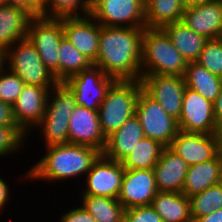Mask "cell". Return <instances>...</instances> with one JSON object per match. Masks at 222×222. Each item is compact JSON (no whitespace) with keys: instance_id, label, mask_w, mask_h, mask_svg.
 Segmentation results:
<instances>
[{"instance_id":"cell-1","label":"cell","mask_w":222,"mask_h":222,"mask_svg":"<svg viewBox=\"0 0 222 222\" xmlns=\"http://www.w3.org/2000/svg\"><path fill=\"white\" fill-rule=\"evenodd\" d=\"M144 29L100 25L99 50L94 65L115 80H141Z\"/></svg>"},{"instance_id":"cell-2","label":"cell","mask_w":222,"mask_h":222,"mask_svg":"<svg viewBox=\"0 0 222 222\" xmlns=\"http://www.w3.org/2000/svg\"><path fill=\"white\" fill-rule=\"evenodd\" d=\"M45 148V155L22 177L29 181L43 180L54 183L70 178L83 177L91 170L93 163L102 154L96 148L78 144H57Z\"/></svg>"},{"instance_id":"cell-3","label":"cell","mask_w":222,"mask_h":222,"mask_svg":"<svg viewBox=\"0 0 222 222\" xmlns=\"http://www.w3.org/2000/svg\"><path fill=\"white\" fill-rule=\"evenodd\" d=\"M187 63L161 28L144 29L141 77L144 75L183 76Z\"/></svg>"},{"instance_id":"cell-4","label":"cell","mask_w":222,"mask_h":222,"mask_svg":"<svg viewBox=\"0 0 222 222\" xmlns=\"http://www.w3.org/2000/svg\"><path fill=\"white\" fill-rule=\"evenodd\" d=\"M142 89L141 80H116L107 90L98 108L100 127L106 139L135 115Z\"/></svg>"},{"instance_id":"cell-5","label":"cell","mask_w":222,"mask_h":222,"mask_svg":"<svg viewBox=\"0 0 222 222\" xmlns=\"http://www.w3.org/2000/svg\"><path fill=\"white\" fill-rule=\"evenodd\" d=\"M76 105L74 92L64 82H58L51 88L45 114L36 126L46 147L69 143V117Z\"/></svg>"},{"instance_id":"cell-6","label":"cell","mask_w":222,"mask_h":222,"mask_svg":"<svg viewBox=\"0 0 222 222\" xmlns=\"http://www.w3.org/2000/svg\"><path fill=\"white\" fill-rule=\"evenodd\" d=\"M3 65L28 85L51 89L58 83L27 37L16 41L4 52Z\"/></svg>"},{"instance_id":"cell-7","label":"cell","mask_w":222,"mask_h":222,"mask_svg":"<svg viewBox=\"0 0 222 222\" xmlns=\"http://www.w3.org/2000/svg\"><path fill=\"white\" fill-rule=\"evenodd\" d=\"M135 115L141 123L144 136L160 142L165 147L170 146L180 131L178 120L166 113L143 89L137 99Z\"/></svg>"},{"instance_id":"cell-8","label":"cell","mask_w":222,"mask_h":222,"mask_svg":"<svg viewBox=\"0 0 222 222\" xmlns=\"http://www.w3.org/2000/svg\"><path fill=\"white\" fill-rule=\"evenodd\" d=\"M64 37L62 21L56 17H33L28 26L27 38L34 45L45 67L58 81V50Z\"/></svg>"},{"instance_id":"cell-9","label":"cell","mask_w":222,"mask_h":222,"mask_svg":"<svg viewBox=\"0 0 222 222\" xmlns=\"http://www.w3.org/2000/svg\"><path fill=\"white\" fill-rule=\"evenodd\" d=\"M90 15L107 27L145 26V0H93Z\"/></svg>"},{"instance_id":"cell-10","label":"cell","mask_w":222,"mask_h":222,"mask_svg":"<svg viewBox=\"0 0 222 222\" xmlns=\"http://www.w3.org/2000/svg\"><path fill=\"white\" fill-rule=\"evenodd\" d=\"M115 81L102 69L92 65L77 75L71 76L64 83L74 92L77 105L91 110H98L107 90Z\"/></svg>"},{"instance_id":"cell-11","label":"cell","mask_w":222,"mask_h":222,"mask_svg":"<svg viewBox=\"0 0 222 222\" xmlns=\"http://www.w3.org/2000/svg\"><path fill=\"white\" fill-rule=\"evenodd\" d=\"M141 83L143 90L157 101L166 113L179 120L186 89L183 76L144 75L141 77Z\"/></svg>"},{"instance_id":"cell-12","label":"cell","mask_w":222,"mask_h":222,"mask_svg":"<svg viewBox=\"0 0 222 222\" xmlns=\"http://www.w3.org/2000/svg\"><path fill=\"white\" fill-rule=\"evenodd\" d=\"M125 169L121 162L107 159L101 154L86 174L85 187L80 195L106 196L117 199ZM85 188V189H84Z\"/></svg>"},{"instance_id":"cell-13","label":"cell","mask_w":222,"mask_h":222,"mask_svg":"<svg viewBox=\"0 0 222 222\" xmlns=\"http://www.w3.org/2000/svg\"><path fill=\"white\" fill-rule=\"evenodd\" d=\"M178 124L180 131L184 132L218 133L213 103L187 87Z\"/></svg>"},{"instance_id":"cell-14","label":"cell","mask_w":222,"mask_h":222,"mask_svg":"<svg viewBox=\"0 0 222 222\" xmlns=\"http://www.w3.org/2000/svg\"><path fill=\"white\" fill-rule=\"evenodd\" d=\"M58 18L62 21L64 36L94 65L99 50L100 24L90 14Z\"/></svg>"},{"instance_id":"cell-15","label":"cell","mask_w":222,"mask_h":222,"mask_svg":"<svg viewBox=\"0 0 222 222\" xmlns=\"http://www.w3.org/2000/svg\"><path fill=\"white\" fill-rule=\"evenodd\" d=\"M51 89L25 84L12 106L17 126L29 137L42 120ZM34 128V129H33Z\"/></svg>"},{"instance_id":"cell-16","label":"cell","mask_w":222,"mask_h":222,"mask_svg":"<svg viewBox=\"0 0 222 222\" xmlns=\"http://www.w3.org/2000/svg\"><path fill=\"white\" fill-rule=\"evenodd\" d=\"M169 147L189 166L214 159L221 152L217 133L179 131Z\"/></svg>"},{"instance_id":"cell-17","label":"cell","mask_w":222,"mask_h":222,"mask_svg":"<svg viewBox=\"0 0 222 222\" xmlns=\"http://www.w3.org/2000/svg\"><path fill=\"white\" fill-rule=\"evenodd\" d=\"M158 192L153 169H125L117 199L125 209L149 206Z\"/></svg>"},{"instance_id":"cell-18","label":"cell","mask_w":222,"mask_h":222,"mask_svg":"<svg viewBox=\"0 0 222 222\" xmlns=\"http://www.w3.org/2000/svg\"><path fill=\"white\" fill-rule=\"evenodd\" d=\"M68 137L69 143L90 146L103 153L107 139L100 127L98 110L76 105L69 117Z\"/></svg>"},{"instance_id":"cell-19","label":"cell","mask_w":222,"mask_h":222,"mask_svg":"<svg viewBox=\"0 0 222 222\" xmlns=\"http://www.w3.org/2000/svg\"><path fill=\"white\" fill-rule=\"evenodd\" d=\"M181 21L207 39L222 38V0L185 7Z\"/></svg>"},{"instance_id":"cell-20","label":"cell","mask_w":222,"mask_h":222,"mask_svg":"<svg viewBox=\"0 0 222 222\" xmlns=\"http://www.w3.org/2000/svg\"><path fill=\"white\" fill-rule=\"evenodd\" d=\"M189 165L169 146L165 147L153 168L159 192H182Z\"/></svg>"},{"instance_id":"cell-21","label":"cell","mask_w":222,"mask_h":222,"mask_svg":"<svg viewBox=\"0 0 222 222\" xmlns=\"http://www.w3.org/2000/svg\"><path fill=\"white\" fill-rule=\"evenodd\" d=\"M143 128L136 115L130 117L117 131L107 138L103 155L121 162L144 138Z\"/></svg>"},{"instance_id":"cell-22","label":"cell","mask_w":222,"mask_h":222,"mask_svg":"<svg viewBox=\"0 0 222 222\" xmlns=\"http://www.w3.org/2000/svg\"><path fill=\"white\" fill-rule=\"evenodd\" d=\"M222 182V151L214 158L188 167L182 192L188 198Z\"/></svg>"},{"instance_id":"cell-23","label":"cell","mask_w":222,"mask_h":222,"mask_svg":"<svg viewBox=\"0 0 222 222\" xmlns=\"http://www.w3.org/2000/svg\"><path fill=\"white\" fill-rule=\"evenodd\" d=\"M33 17L25 10L10 5L0 6V50L4 53L16 41L27 37Z\"/></svg>"},{"instance_id":"cell-24","label":"cell","mask_w":222,"mask_h":222,"mask_svg":"<svg viewBox=\"0 0 222 222\" xmlns=\"http://www.w3.org/2000/svg\"><path fill=\"white\" fill-rule=\"evenodd\" d=\"M187 62H196L208 40L187 27L182 21L161 28Z\"/></svg>"},{"instance_id":"cell-25","label":"cell","mask_w":222,"mask_h":222,"mask_svg":"<svg viewBox=\"0 0 222 222\" xmlns=\"http://www.w3.org/2000/svg\"><path fill=\"white\" fill-rule=\"evenodd\" d=\"M150 206L163 222H193L190 199L181 192H158Z\"/></svg>"},{"instance_id":"cell-26","label":"cell","mask_w":222,"mask_h":222,"mask_svg":"<svg viewBox=\"0 0 222 222\" xmlns=\"http://www.w3.org/2000/svg\"><path fill=\"white\" fill-rule=\"evenodd\" d=\"M186 87L214 103L222 86V78L197 62H188L183 75Z\"/></svg>"},{"instance_id":"cell-27","label":"cell","mask_w":222,"mask_h":222,"mask_svg":"<svg viewBox=\"0 0 222 222\" xmlns=\"http://www.w3.org/2000/svg\"><path fill=\"white\" fill-rule=\"evenodd\" d=\"M185 11L183 0H145L146 28H162L179 22Z\"/></svg>"},{"instance_id":"cell-28","label":"cell","mask_w":222,"mask_h":222,"mask_svg":"<svg viewBox=\"0 0 222 222\" xmlns=\"http://www.w3.org/2000/svg\"><path fill=\"white\" fill-rule=\"evenodd\" d=\"M79 199L96 222H119L125 217V208L118 199L95 195H81Z\"/></svg>"},{"instance_id":"cell-29","label":"cell","mask_w":222,"mask_h":222,"mask_svg":"<svg viewBox=\"0 0 222 222\" xmlns=\"http://www.w3.org/2000/svg\"><path fill=\"white\" fill-rule=\"evenodd\" d=\"M58 57V82H65L93 65L65 36L60 41Z\"/></svg>"},{"instance_id":"cell-30","label":"cell","mask_w":222,"mask_h":222,"mask_svg":"<svg viewBox=\"0 0 222 222\" xmlns=\"http://www.w3.org/2000/svg\"><path fill=\"white\" fill-rule=\"evenodd\" d=\"M160 142L144 137L133 151L121 161L124 169H153L158 162L163 149Z\"/></svg>"},{"instance_id":"cell-31","label":"cell","mask_w":222,"mask_h":222,"mask_svg":"<svg viewBox=\"0 0 222 222\" xmlns=\"http://www.w3.org/2000/svg\"><path fill=\"white\" fill-rule=\"evenodd\" d=\"M189 199L193 222L197 218L210 215L214 210L222 209V182L192 195Z\"/></svg>"},{"instance_id":"cell-32","label":"cell","mask_w":222,"mask_h":222,"mask_svg":"<svg viewBox=\"0 0 222 222\" xmlns=\"http://www.w3.org/2000/svg\"><path fill=\"white\" fill-rule=\"evenodd\" d=\"M93 0H45L41 6V16H85L89 15Z\"/></svg>"},{"instance_id":"cell-33","label":"cell","mask_w":222,"mask_h":222,"mask_svg":"<svg viewBox=\"0 0 222 222\" xmlns=\"http://www.w3.org/2000/svg\"><path fill=\"white\" fill-rule=\"evenodd\" d=\"M196 62L222 78V38L208 39Z\"/></svg>"},{"instance_id":"cell-34","label":"cell","mask_w":222,"mask_h":222,"mask_svg":"<svg viewBox=\"0 0 222 222\" xmlns=\"http://www.w3.org/2000/svg\"><path fill=\"white\" fill-rule=\"evenodd\" d=\"M27 137L18 126H0V158L22 152Z\"/></svg>"},{"instance_id":"cell-35","label":"cell","mask_w":222,"mask_h":222,"mask_svg":"<svg viewBox=\"0 0 222 222\" xmlns=\"http://www.w3.org/2000/svg\"><path fill=\"white\" fill-rule=\"evenodd\" d=\"M25 83L6 66L0 68V100L11 106L16 102Z\"/></svg>"},{"instance_id":"cell-36","label":"cell","mask_w":222,"mask_h":222,"mask_svg":"<svg viewBox=\"0 0 222 222\" xmlns=\"http://www.w3.org/2000/svg\"><path fill=\"white\" fill-rule=\"evenodd\" d=\"M129 222H163L152 206H135L125 209Z\"/></svg>"},{"instance_id":"cell-37","label":"cell","mask_w":222,"mask_h":222,"mask_svg":"<svg viewBox=\"0 0 222 222\" xmlns=\"http://www.w3.org/2000/svg\"><path fill=\"white\" fill-rule=\"evenodd\" d=\"M80 206V207H79ZM58 222H96L93 216L88 213L81 205L64 211Z\"/></svg>"},{"instance_id":"cell-38","label":"cell","mask_w":222,"mask_h":222,"mask_svg":"<svg viewBox=\"0 0 222 222\" xmlns=\"http://www.w3.org/2000/svg\"><path fill=\"white\" fill-rule=\"evenodd\" d=\"M6 5L21 8L32 17L41 16V6L35 0H4Z\"/></svg>"},{"instance_id":"cell-39","label":"cell","mask_w":222,"mask_h":222,"mask_svg":"<svg viewBox=\"0 0 222 222\" xmlns=\"http://www.w3.org/2000/svg\"><path fill=\"white\" fill-rule=\"evenodd\" d=\"M0 126H17L14 117L13 109L9 104L0 100Z\"/></svg>"},{"instance_id":"cell-40","label":"cell","mask_w":222,"mask_h":222,"mask_svg":"<svg viewBox=\"0 0 222 222\" xmlns=\"http://www.w3.org/2000/svg\"><path fill=\"white\" fill-rule=\"evenodd\" d=\"M2 177H0V213L6 207L8 201L10 200L11 188L8 186Z\"/></svg>"},{"instance_id":"cell-41","label":"cell","mask_w":222,"mask_h":222,"mask_svg":"<svg viewBox=\"0 0 222 222\" xmlns=\"http://www.w3.org/2000/svg\"><path fill=\"white\" fill-rule=\"evenodd\" d=\"M214 117L219 128L222 125V86L220 88L219 95L216 98V101L213 103Z\"/></svg>"},{"instance_id":"cell-42","label":"cell","mask_w":222,"mask_h":222,"mask_svg":"<svg viewBox=\"0 0 222 222\" xmlns=\"http://www.w3.org/2000/svg\"><path fill=\"white\" fill-rule=\"evenodd\" d=\"M194 222H222V209L214 210L210 215L197 218Z\"/></svg>"},{"instance_id":"cell-43","label":"cell","mask_w":222,"mask_h":222,"mask_svg":"<svg viewBox=\"0 0 222 222\" xmlns=\"http://www.w3.org/2000/svg\"><path fill=\"white\" fill-rule=\"evenodd\" d=\"M214 0H183V3L185 7L196 5V4H202V3H208L212 2Z\"/></svg>"},{"instance_id":"cell-44","label":"cell","mask_w":222,"mask_h":222,"mask_svg":"<svg viewBox=\"0 0 222 222\" xmlns=\"http://www.w3.org/2000/svg\"><path fill=\"white\" fill-rule=\"evenodd\" d=\"M218 138H219V145L222 151V125L218 128Z\"/></svg>"},{"instance_id":"cell-45","label":"cell","mask_w":222,"mask_h":222,"mask_svg":"<svg viewBox=\"0 0 222 222\" xmlns=\"http://www.w3.org/2000/svg\"><path fill=\"white\" fill-rule=\"evenodd\" d=\"M4 53L0 50V68L3 66Z\"/></svg>"},{"instance_id":"cell-46","label":"cell","mask_w":222,"mask_h":222,"mask_svg":"<svg viewBox=\"0 0 222 222\" xmlns=\"http://www.w3.org/2000/svg\"><path fill=\"white\" fill-rule=\"evenodd\" d=\"M40 6L43 5V3L45 2V0H35Z\"/></svg>"},{"instance_id":"cell-47","label":"cell","mask_w":222,"mask_h":222,"mask_svg":"<svg viewBox=\"0 0 222 222\" xmlns=\"http://www.w3.org/2000/svg\"><path fill=\"white\" fill-rule=\"evenodd\" d=\"M119 222H129L126 217L122 218Z\"/></svg>"},{"instance_id":"cell-48","label":"cell","mask_w":222,"mask_h":222,"mask_svg":"<svg viewBox=\"0 0 222 222\" xmlns=\"http://www.w3.org/2000/svg\"><path fill=\"white\" fill-rule=\"evenodd\" d=\"M5 1L4 0H0V6L4 5Z\"/></svg>"}]
</instances>
